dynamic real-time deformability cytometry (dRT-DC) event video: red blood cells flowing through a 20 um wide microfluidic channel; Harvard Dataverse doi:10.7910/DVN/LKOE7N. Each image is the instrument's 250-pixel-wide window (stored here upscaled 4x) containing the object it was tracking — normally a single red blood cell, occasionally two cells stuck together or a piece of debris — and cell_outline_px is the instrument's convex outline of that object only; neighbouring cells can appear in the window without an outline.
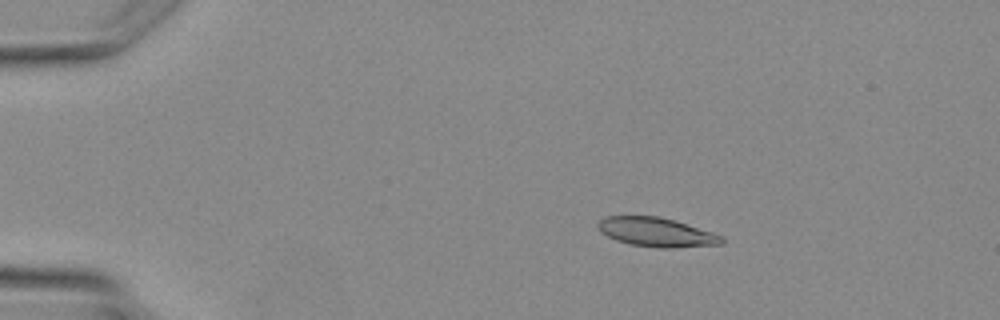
{"species": "Egyptian fruit bat (a non-hibernating species)", "species_latin": "Rousettus aegyptiacus", "temperature_condition": "warm", "stored_images_in_passage": 5, "camera_frame_rate_fps": 3000, "um_per_image_px": 0.085, "animal": {"sex": "female"}, "frame": {"image": 1, "passage_image": 3, "time_ms": 2.333, "image_size_px": [1000, 320], "cell_outline_px": [[724, 244], [672, 248], [660, 248], [632, 244], [616, 240], [600, 232], [596, 228], [596, 224], [604, 216], [656, 216], [672, 220], [712, 232], [724, 236]], "centroid_in_image_um": [55.78, 19.74], "position_along_channel_um": 29.2, "area_um2": 20.92}}
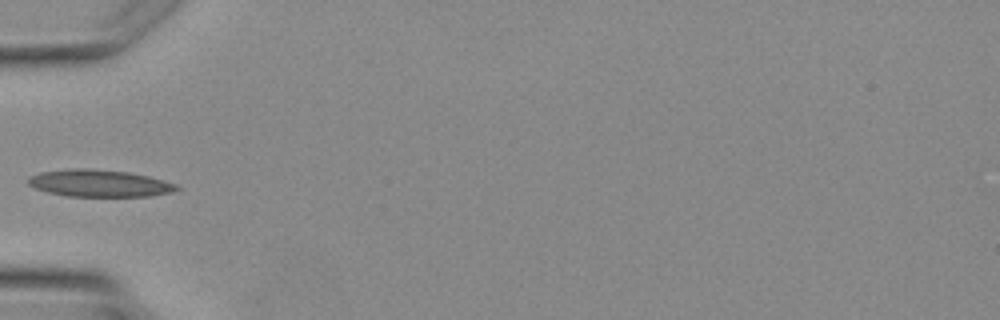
{"frame": {"image": 2, "passage_image": 5, "time_ms": 4.667, "image_size_px": [1000, 320], "cell_outline_px": [[180, 188], [172, 192], [148, 196], [68, 196], [48, 192], [36, 188], [28, 184], [28, 176], [40, 172], [68, 168], [88, 168], [128, 172], [148, 176], [164, 180], [176, 184]], "centroid_in_image_um": [8.42, 15.57], "position_along_channel_um": 76.6, "area_um2": 23.41}}